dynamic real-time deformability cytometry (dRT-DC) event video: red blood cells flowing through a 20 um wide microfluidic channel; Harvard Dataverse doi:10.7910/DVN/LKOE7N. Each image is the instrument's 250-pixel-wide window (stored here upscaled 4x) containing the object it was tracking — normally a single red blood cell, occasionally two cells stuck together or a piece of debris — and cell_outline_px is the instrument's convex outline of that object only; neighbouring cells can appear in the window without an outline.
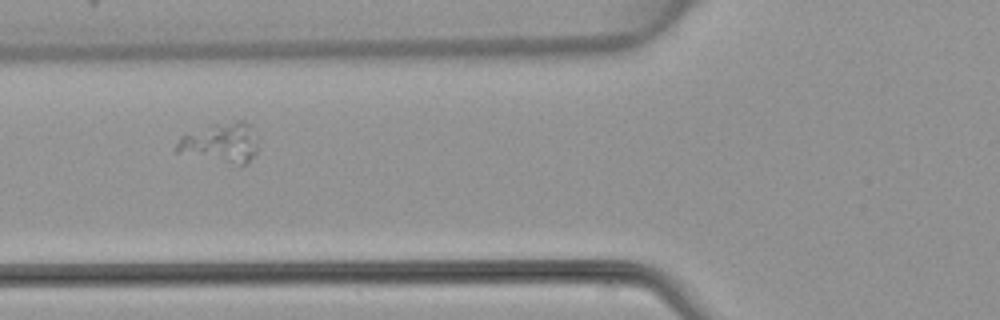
{"species": "common noctule bat (a hibernating species)", "species_latin": "Nyctalus noctula", "temperature_condition": "warm", "stored_images_in_passage": 6, "camera_frame_rate_fps": 3000, "um_per_image_px": 0.085, "animal": {"sex": "female", "body_mass_g": 22.7, "forearm_length_mm": 54.2}, "frame": {"image": 1, "passage_image": 5, "time_ms": 7.667, "image_size_px": [1000, 320], "cell_outline_px": [[256, 152], [248, 164], [240, 168], [176, 152], [176, 144], [180, 136], [212, 124], [236, 120], [244, 120], [248, 124], [256, 140]], "centroid_in_image_um": [18.76, 12.19], "position_along_channel_um": 107.0, "area_um2": 19.36}}
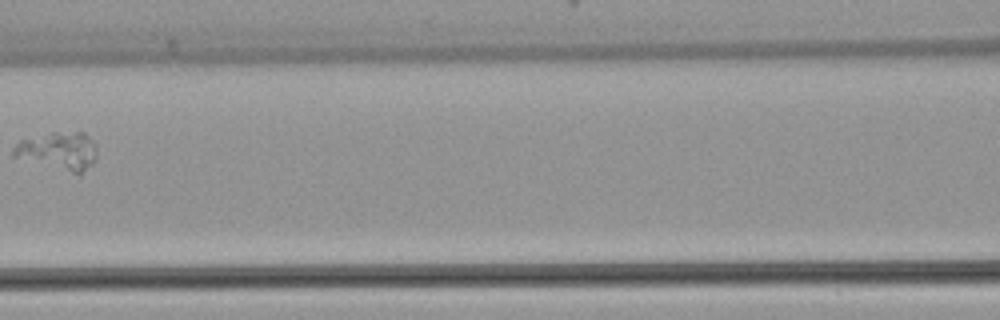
{"frame": {"image": 2, "passage_image": 6, "time_ms": 9.0, "image_size_px": [1000, 320], "cell_outline_px": [[96, 160], [92, 164], [80, 172], [72, 172], [12, 156], [12, 148], [20, 140], [52, 132], [84, 132], [96, 144]], "centroid_in_image_um": [4.97, 12.79], "position_along_channel_um": 161.6, "area_um2": 18.03}}